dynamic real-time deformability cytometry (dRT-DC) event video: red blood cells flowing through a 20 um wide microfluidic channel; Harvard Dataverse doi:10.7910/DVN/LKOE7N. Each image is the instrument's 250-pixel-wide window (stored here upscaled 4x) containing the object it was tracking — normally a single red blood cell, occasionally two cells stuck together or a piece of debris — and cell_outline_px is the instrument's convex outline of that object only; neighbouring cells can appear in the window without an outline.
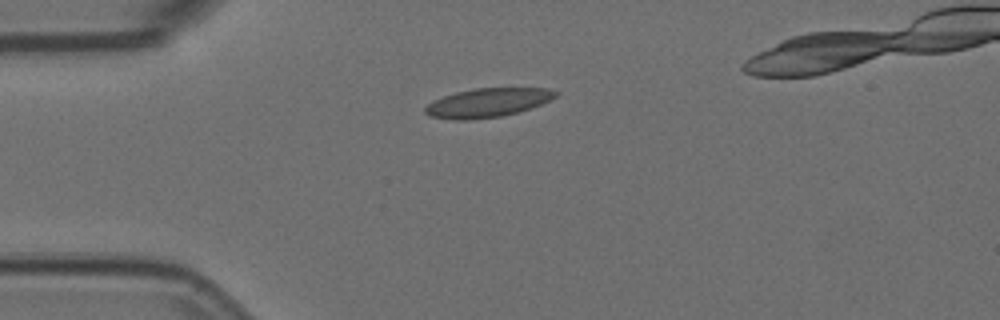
{"species": "Egyptian fruit bat (a non-hibernating species)", "species_latin": "Rousettus aegyptiacus", "temperature_condition": "room temperature", "stored_images_in_passage": 11, "camera_frame_rate_fps": 3000, "um_per_image_px": 0.085, "animal": {"sex": "female"}, "frame": {"image": 1, "passage_image": 1, "time_ms": 0.0, "image_size_px": [1000, 320], "cell_outline_px": [[560, 92], [556, 96], [540, 104], [516, 112], [500, 116], [468, 120], [452, 120], [432, 116], [424, 112], [424, 108], [432, 100], [456, 92], [476, 88], [548, 88]], "centroid_in_image_um": [41.41, 8.72], "position_along_channel_um": 43.6, "area_um2": 21.73}}
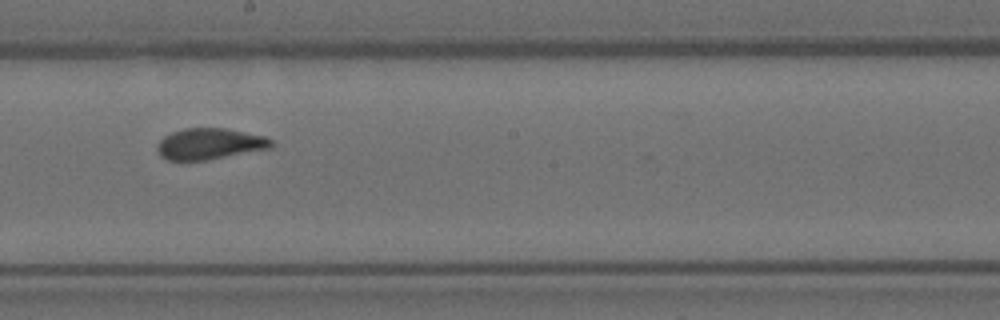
{"frame": {"image": 2, "passage_image": 6, "time_ms": 1.667, "image_size_px": [1000, 320], "cell_outline_px": [[276, 144], [268, 148], [204, 160], [168, 160], [160, 156], [156, 148], [156, 144], [164, 136], [172, 132], [184, 128], [224, 128], [264, 136], [272, 140]], "centroid_in_image_um": [17.77, 12.22], "position_along_channel_um": 230.4, "area_um2": 20.46}}
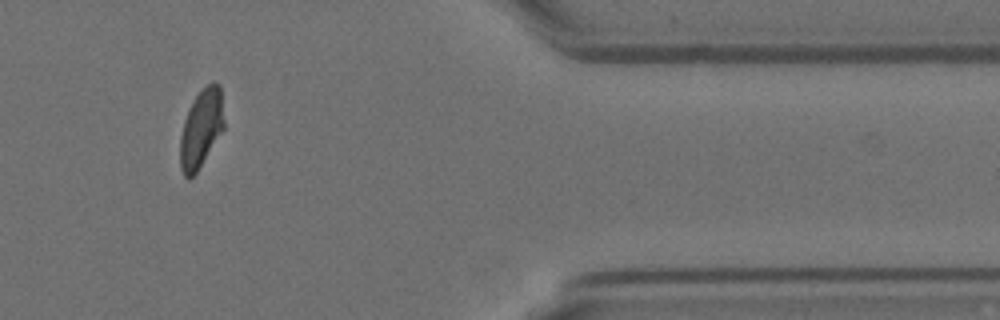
{"frame": {"image": 3, "passage_image": 10, "time_ms": 3.0, "image_size_px": [1000, 320], "cell_outline_px": [[224, 128], [196, 172], [188, 180], [184, 176], [180, 168], [180, 136], [184, 120], [188, 108], [192, 100], [212, 80], [216, 80], [220, 84], [224, 120]], "centroid_in_image_um": [17.09, 10.89], "position_along_channel_um": 394.3, "area_um2": 20.0}}